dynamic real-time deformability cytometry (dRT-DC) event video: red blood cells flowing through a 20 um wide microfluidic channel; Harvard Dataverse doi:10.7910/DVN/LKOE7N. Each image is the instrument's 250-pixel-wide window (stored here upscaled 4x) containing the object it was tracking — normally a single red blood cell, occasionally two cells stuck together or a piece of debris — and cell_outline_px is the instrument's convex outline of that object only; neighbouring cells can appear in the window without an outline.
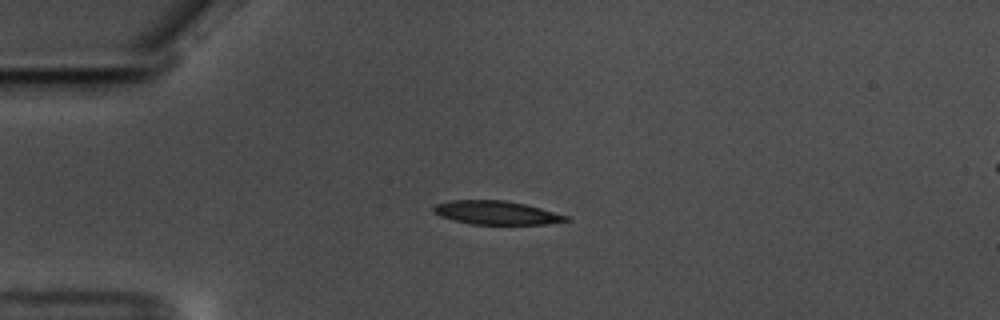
{"species": "common noctule bat (a hibernating species)", "species_latin": "Nyctalus noctula", "temperature_condition": "warm", "stored_images_in_passage": 58, "camera_frame_rate_fps": 3000, "um_per_image_px": 0.085, "animal": {"sex": "male", "body_mass_g": 17.5, "forearm_length_mm": 52.3}, "frame": {"image": 1, "passage_image": 15, "time_ms": 4.667, "image_size_px": [1000, 320], "cell_outline_px": [[572, 220], [544, 224], [472, 224], [440, 216], [432, 212], [432, 208], [436, 204], [452, 200], [504, 200], [524, 204], [540, 208], [568, 216]], "centroid_in_image_um": [42.18, 18.08], "position_along_channel_um": 42.8, "area_um2": 18.03}}
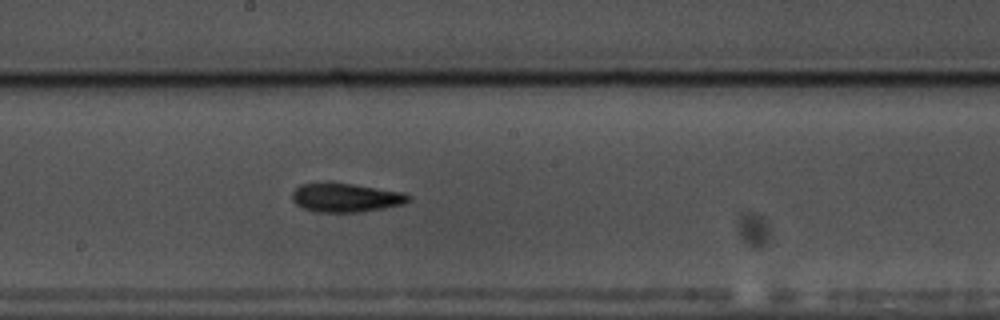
{"frame": {"image": 2, "passage_image": 32, "time_ms": 10.333, "image_size_px": [1000, 320], "cell_outline_px": [[412, 200], [404, 204], [384, 208], [360, 212], [316, 212], [304, 208], [296, 204], [292, 200], [292, 192], [300, 184], [352, 184], [404, 192], [412, 196]], "centroid_in_image_um": [29.45, 16.82], "position_along_channel_um": 218.7, "area_um2": 19.36}}
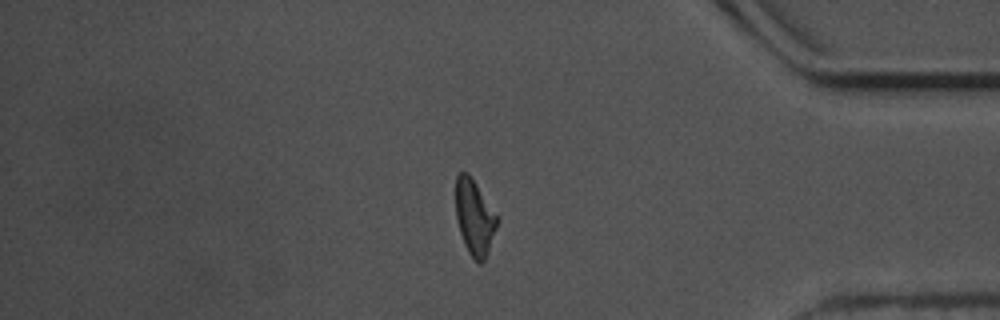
{"frame": {"image": 3, "passage_image": 49, "time_ms": 16.0, "image_size_px": [1000, 320], "cell_outline_px": [[500, 220], [484, 260], [480, 264], [468, 252], [464, 244], [456, 220], [456, 176], [460, 172], [468, 172], [500, 216]], "centroid_in_image_um": [40.36, 18.43], "position_along_channel_um": 394.8, "area_um2": 18.44}, "authors_computed_cell_mechanics": {"area_um2": 18.4093, "velocity_mm_per_s": 3.5714, "shape_relaxation_time_tau1_ms": 7.1159, "shape_relaxation_time_tau2_ms": 4.2191, "deformation_change_tau1": 0.1997, "deformation_change_tau2": 0.1222}}